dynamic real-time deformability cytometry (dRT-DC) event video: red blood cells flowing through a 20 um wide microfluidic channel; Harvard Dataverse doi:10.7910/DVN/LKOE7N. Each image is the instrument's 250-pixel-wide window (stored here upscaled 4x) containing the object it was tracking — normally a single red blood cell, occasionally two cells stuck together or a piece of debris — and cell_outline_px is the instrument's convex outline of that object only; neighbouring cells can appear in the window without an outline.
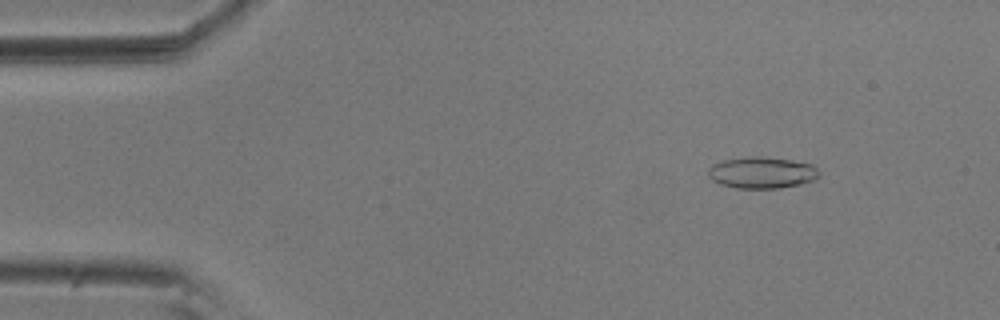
{"species": "common noctule bat (a hibernating species)", "species_latin": "Nyctalus noctula", "temperature_condition": "room temperature", "stored_images_in_passage": 56, "camera_frame_rate_fps": 3000, "um_per_image_px": 0.085, "animal": {"sex": "male", "body_mass_g": 20.5, "forearm_length_mm": 52.5}, "frame": {"image": 1, "passage_image": 7, "time_ms": 2.0, "image_size_px": [1000, 320], "cell_outline_px": [[820, 176], [812, 180], [800, 184], [780, 188], [736, 188], [720, 184], [712, 180], [708, 176], [708, 168], [712, 164], [724, 160], [748, 156], [760, 156], [792, 160], [812, 164], [820, 172]], "centroid_in_image_um": [64.75, 14.67], "position_along_channel_um": 20.3, "area_um2": 20.46}}
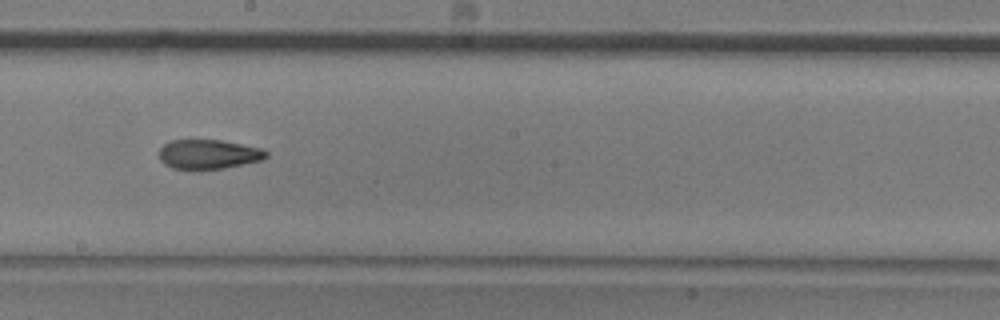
{"frame": {"image": 2, "passage_image": 31, "time_ms": 10.0, "image_size_px": [1000, 320], "cell_outline_px": [[268, 156], [264, 160], [224, 168], [200, 172], [172, 168], [164, 164], [160, 160], [160, 148], [164, 144], [172, 140], [220, 140], [264, 148], [268, 152]], "centroid_in_image_um": [17.74, 13.15], "position_along_channel_um": 230.5, "area_um2": 19.02}}
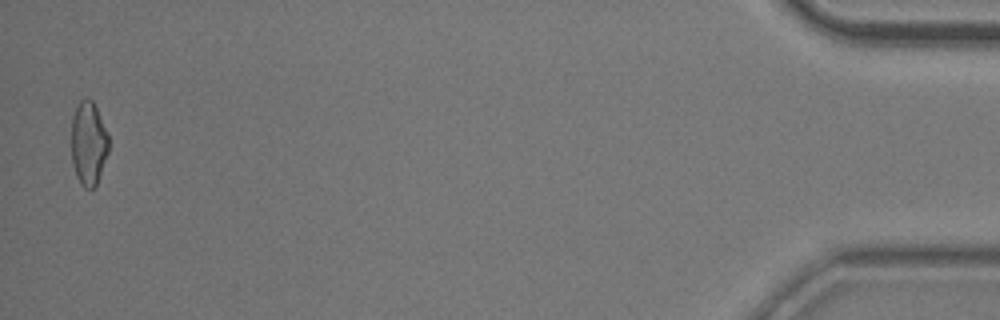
{"frame": {"image": 3, "passage_image": 55, "time_ms": 18.0, "image_size_px": [1000, 320], "cell_outline_px": [[108, 152], [96, 184], [92, 188], [84, 188], [80, 184], [76, 176], [72, 164], [72, 116], [80, 100], [84, 96], [92, 100], [96, 108], [108, 136]], "centroid_in_image_um": [7.5, 12.18], "position_along_channel_um": 427.7, "area_um2": 17.98}, "authors_computed_cell_mechanics": {"area_um2": 19.1318, "velocity_mm_per_s": 3.6258, "shape_relaxation_time_tau1_ms": null, "shape_relaxation_time_tau2_ms": 4.727, "deformation_change_tau1": null, "deformation_change_tau2": 0.1244}}